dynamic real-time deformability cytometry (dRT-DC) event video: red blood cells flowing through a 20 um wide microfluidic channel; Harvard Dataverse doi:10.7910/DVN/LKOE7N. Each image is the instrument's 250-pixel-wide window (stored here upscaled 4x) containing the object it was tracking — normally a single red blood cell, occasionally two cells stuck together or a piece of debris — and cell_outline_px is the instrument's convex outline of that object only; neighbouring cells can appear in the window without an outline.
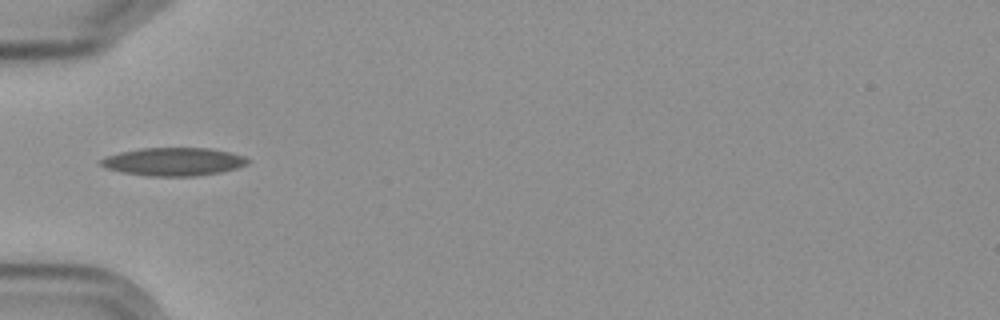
{"species": "Egyptian fruit bat (a non-hibernating species)", "species_latin": "Rousettus aegyptiacus", "temperature_condition": "cold", "stored_images_in_passage": 4, "camera_frame_rate_fps": 3000, "um_per_image_px": 0.085, "frame": {"image": 1, "passage_image": 2, "time_ms": 1.0, "image_size_px": [1000, 320], "cell_outline_px": [[248, 164], [236, 168], [220, 172], [196, 176], [144, 176], [120, 172], [104, 168], [100, 164], [100, 160], [108, 156], [120, 152], [140, 148], [212, 148], [232, 152], [244, 156], [248, 160]], "centroid_in_image_um": [14.74, 13.74], "position_along_channel_um": 70.3, "area_um2": 24.22}}
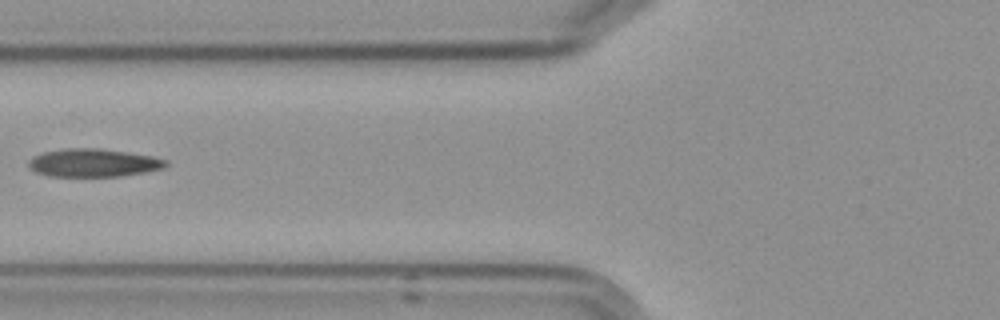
{"frame": {"image": 2, "passage_image": 3, "time_ms": 2.333, "image_size_px": [1000, 320], "cell_outline_px": [[168, 164], [164, 168], [144, 172], [120, 176], [48, 176], [36, 172], [28, 168], [28, 160], [32, 156], [44, 152], [64, 148], [100, 148], [128, 152], [152, 156], [168, 160]], "centroid_in_image_um": [7.92, 13.83], "position_along_channel_um": 117.9, "area_um2": 22.6}}